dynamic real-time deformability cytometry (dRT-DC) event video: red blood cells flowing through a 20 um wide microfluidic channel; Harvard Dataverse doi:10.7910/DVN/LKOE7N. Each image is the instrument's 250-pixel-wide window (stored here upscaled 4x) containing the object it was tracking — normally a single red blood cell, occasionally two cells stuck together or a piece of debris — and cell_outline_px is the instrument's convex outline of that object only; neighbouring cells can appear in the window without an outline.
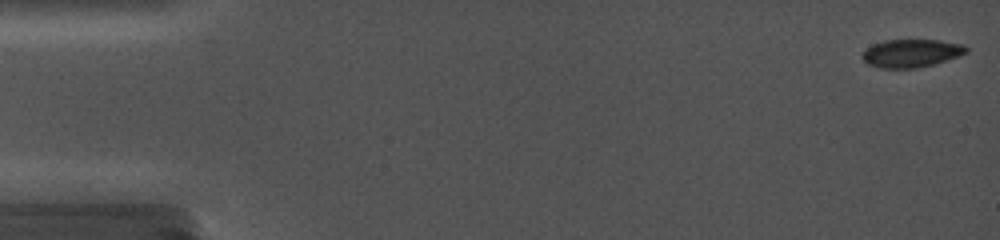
{"species": "common noctule bat (a hibernating species)", "species_latin": "Nyctalus noctula", "temperature_condition": "cold", "stored_images_in_passage": 34, "camera_frame_rate_fps": 5000, "um_per_image_px": 0.085, "animal": {"sex": "female", "body_mass_g": 19.0, "forearm_length_mm": 56.7}, "frame": {"image": 1, "passage_image": 1, "time_ms": 0.0, "image_size_px": [1000, 240], "cell_outline_px": [[968, 52], [932, 64], [916, 68], [880, 68], [868, 64], [860, 56], [872, 44], [884, 40], [940, 40], [964, 44], [968, 48]], "centroid_in_image_um": [77.44, 4.51], "position_along_channel_um": 7.6, "area_um2": 16.82}}
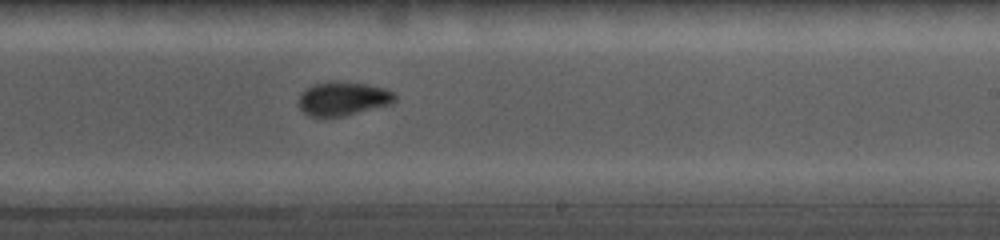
{"frame": {"image": 2, "passage_image": 22, "time_ms": 10.4, "image_size_px": [1000, 240], "cell_outline_px": [[396, 100], [392, 104], [344, 116], [312, 116], [304, 112], [300, 108], [300, 92], [312, 84], [328, 80], [336, 80], [368, 84], [384, 88], [396, 92]], "centroid_in_image_um": [29.19, 8.35], "position_along_channel_um": 259.8, "area_um2": 19.25}}
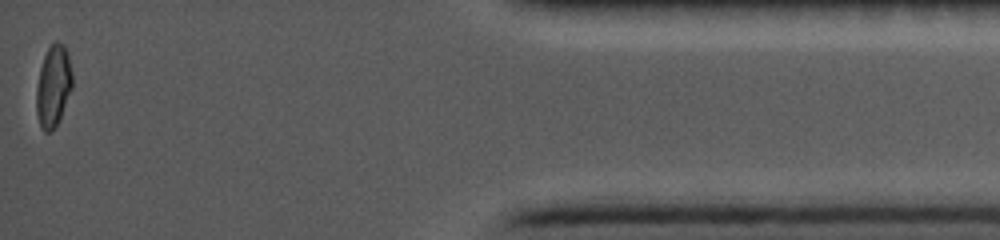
{"frame": {"image": 3, "passage_image": 34, "time_ms": 16.2, "image_size_px": [1000, 240], "cell_outline_px": [[72, 88], [60, 116], [56, 124], [48, 132], [44, 132], [40, 128], [36, 112], [36, 88], [40, 68], [44, 56], [48, 48], [56, 40], [64, 44], [68, 52], [72, 72]], "centroid_in_image_um": [4.52, 7.28], "position_along_channel_um": 430.7, "area_um2": 17.05}}